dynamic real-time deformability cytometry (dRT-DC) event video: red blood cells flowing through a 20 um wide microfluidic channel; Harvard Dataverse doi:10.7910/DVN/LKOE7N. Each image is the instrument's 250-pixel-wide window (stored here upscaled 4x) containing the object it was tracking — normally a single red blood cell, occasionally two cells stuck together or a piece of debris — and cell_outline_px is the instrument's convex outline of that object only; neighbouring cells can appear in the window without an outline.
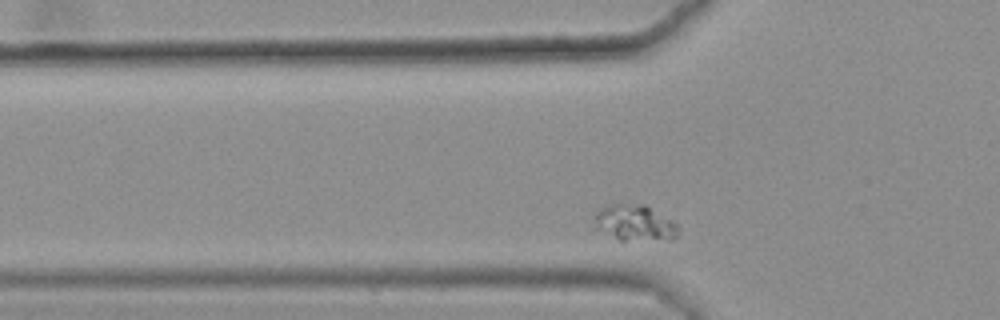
{"species": "common noctule bat (a hibernating species)", "species_latin": "Nyctalus noctula", "temperature_condition": "warm", "stored_images_in_passage": 35, "camera_frame_rate_fps": 3000, "um_per_image_px": 0.085, "animal": {"sex": "female", "body_mass_g": 25.1}, "frame": {"image": 1, "passage_image": 5, "time_ms": 1.333, "image_size_px": [1000, 320], "cell_outline_px": [[680, 232], [672, 240], [620, 240], [596, 228], [592, 220], [592, 216], [600, 208], [616, 204], [644, 204], [672, 220], [680, 228]], "centroid_in_image_um": [53.96, 18.95], "position_along_channel_um": 71.8, "area_um2": 17.69}}
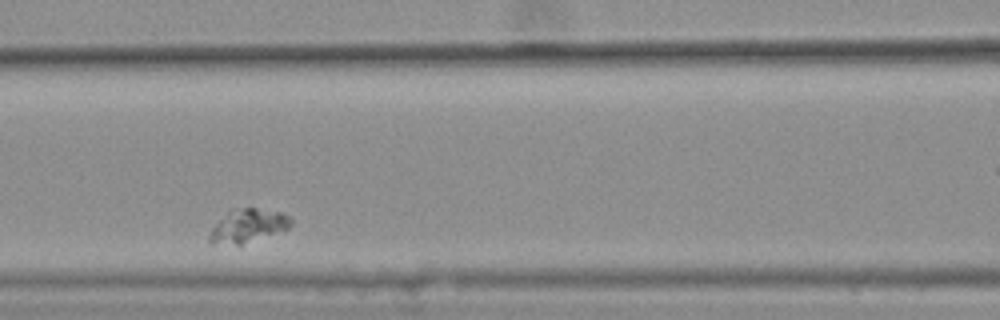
{"frame": {"image": 2, "passage_image": 12, "time_ms": 3.667, "image_size_px": [1000, 320], "cell_outline_px": [[292, 224], [288, 228], [240, 244], [208, 244], [208, 236], [212, 228], [228, 212], [244, 208], [256, 208], [280, 212], [288, 216], [292, 220]], "centroid_in_image_um": [21.04, 19.2], "position_along_channel_um": 145.6, "area_um2": 15.26}}
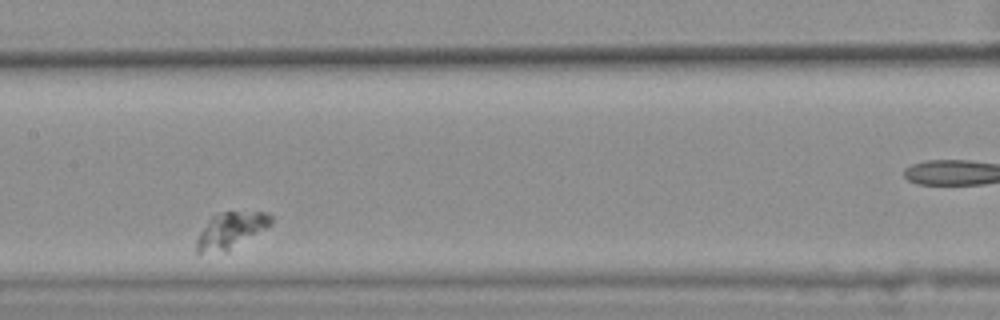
{"frame": {"image": 3, "passage_image": 16, "time_ms": 5.0, "image_size_px": [1000, 320], "cell_outline_px": [[272, 224], [268, 228], [228, 248], [200, 252], [196, 252], [196, 240], [200, 232], [212, 216], [220, 212], [268, 212], [272, 216]], "centroid_in_image_um": [19.65, 19.5], "position_along_channel_um": 187.7, "area_um2": 14.85}}